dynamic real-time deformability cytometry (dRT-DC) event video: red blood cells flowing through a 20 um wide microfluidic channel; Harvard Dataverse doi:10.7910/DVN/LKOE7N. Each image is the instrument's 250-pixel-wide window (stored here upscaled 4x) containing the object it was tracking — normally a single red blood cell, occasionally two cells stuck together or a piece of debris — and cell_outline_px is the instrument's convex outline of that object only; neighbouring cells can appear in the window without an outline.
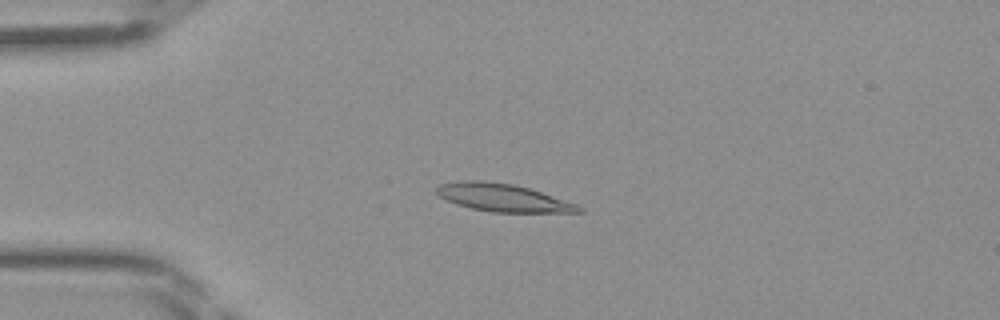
{"species": "Egyptian fruit bat (a non-hibernating species)", "species_latin": "Rousettus aegyptiacus", "temperature_condition": "room temperature", "stored_images_in_passage": 45, "camera_frame_rate_fps": 3000, "um_per_image_px": 0.085, "frame": {"image": 1, "passage_image": 11, "time_ms": 3.333, "image_size_px": [1000, 320], "cell_outline_px": [[584, 212], [492, 212], [472, 208], [456, 204], [440, 196], [436, 192], [436, 188], [440, 184], [460, 180], [480, 180], [512, 184], [528, 188], [576, 204], [584, 208]], "centroid_in_image_um": [42.72, 16.8], "position_along_channel_um": 42.3, "area_um2": 22.66}}
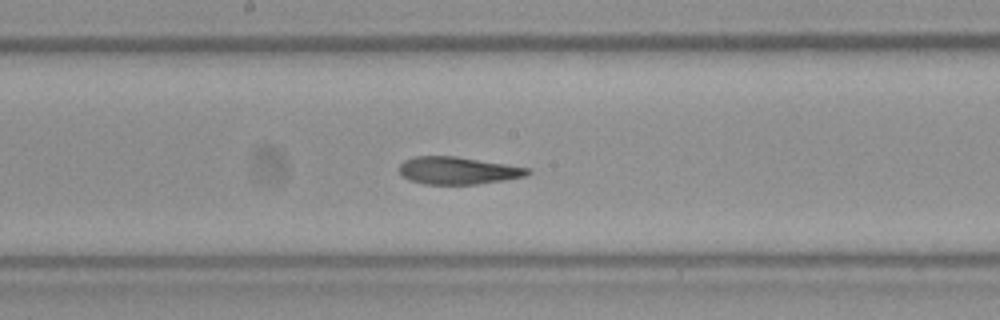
{"frame": {"image": 2, "passage_image": 24, "time_ms": 7.667, "image_size_px": [1000, 320], "cell_outline_px": [[532, 172], [524, 176], [504, 180], [476, 184], [424, 184], [408, 180], [396, 168], [404, 160], [412, 156], [456, 156], [532, 168]], "centroid_in_image_um": [38.9, 14.49], "position_along_channel_um": 209.3, "area_um2": 20.69}}
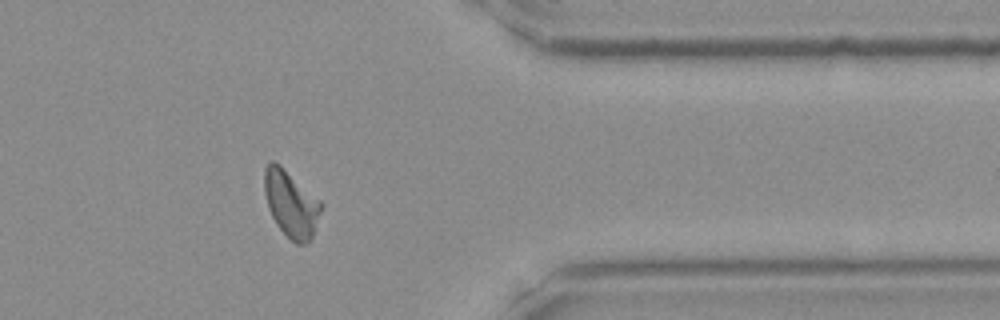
{"frame": {"image": 3, "passage_image": 37, "time_ms": 12.0, "image_size_px": [1000, 320], "cell_outline_px": [[324, 204], [316, 228], [312, 236], [304, 244], [296, 244], [276, 224], [268, 208], [264, 192], [264, 168], [272, 160], [280, 164], [320, 200]], "centroid_in_image_um": [24.74, 17.3], "position_along_channel_um": 386.7, "area_um2": 21.96}}